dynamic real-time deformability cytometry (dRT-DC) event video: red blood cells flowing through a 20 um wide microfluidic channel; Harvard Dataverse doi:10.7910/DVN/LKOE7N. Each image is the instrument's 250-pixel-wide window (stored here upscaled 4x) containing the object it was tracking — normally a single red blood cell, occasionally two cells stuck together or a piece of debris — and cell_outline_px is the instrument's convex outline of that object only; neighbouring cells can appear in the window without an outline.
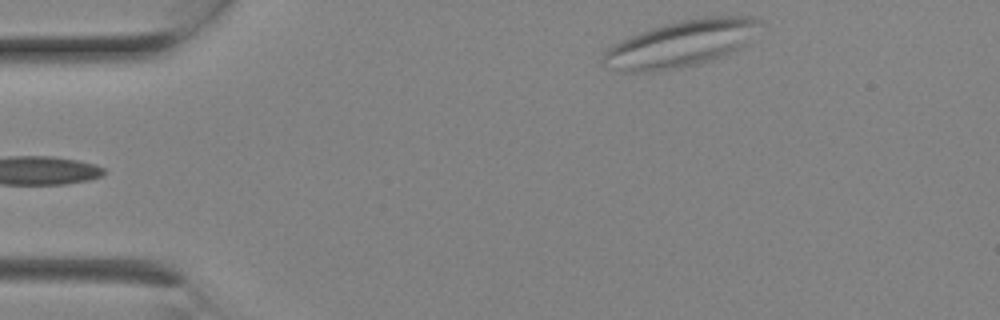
{"species": "Egyptian fruit bat (a non-hibernating species)", "species_latin": "Rousettus aegyptiacus", "temperature_condition": "room temperature", "stored_images_in_passage": 8, "segment_of_instrument_passage": [2, 2], "camera_frame_rate_fps": 3000, "um_per_image_px": 0.085, "animal": {"sex": "female"}, "frame": {"image": 1, "passage_image": 8, "time_ms": 2.333, "image_size_px": [1000, 320], "cell_outline_px": [[764, 20], [744, 44], [740, 48], [720, 56], [696, 64], [676, 68], [652, 72], [620, 72], [604, 60], [604, 52], [612, 44], [620, 40], [640, 32], [652, 28], [680, 20], [704, 16], [756, 16]], "centroid_in_image_um": [57.9, 3.69], "position_along_channel_um": 27.1, "area_um2": 41.79}}